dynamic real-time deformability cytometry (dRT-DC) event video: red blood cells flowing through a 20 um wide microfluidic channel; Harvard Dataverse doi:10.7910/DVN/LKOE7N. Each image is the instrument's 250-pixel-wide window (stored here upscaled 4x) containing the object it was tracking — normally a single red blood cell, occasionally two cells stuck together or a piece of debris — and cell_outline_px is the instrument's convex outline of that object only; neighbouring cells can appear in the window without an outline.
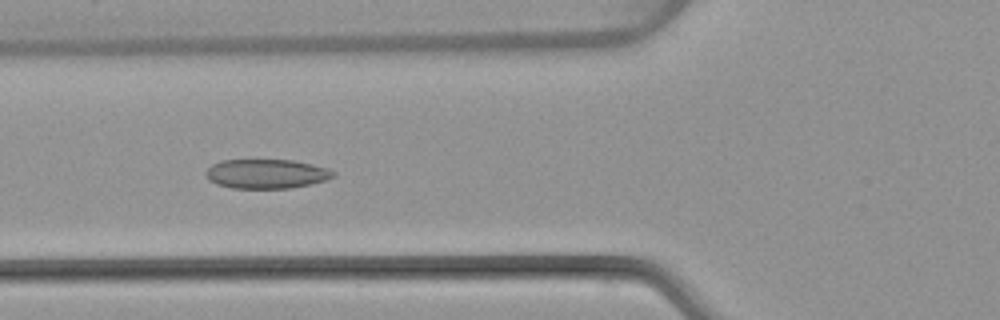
{"species": "common noctule bat (a hibernating species)", "species_latin": "Nyctalus noctula", "temperature_condition": "warm", "stored_images_in_passage": 51, "camera_frame_rate_fps": 3000, "um_per_image_px": 0.085, "animal": {"sex": "female", "body_mass_g": 22.7, "forearm_length_mm": 54.2}, "frame": {"image": 1, "passage_image": 19, "time_ms": 6.0, "image_size_px": [1000, 320], "cell_outline_px": [[336, 176], [312, 184], [292, 188], [232, 188], [216, 184], [208, 180], [204, 176], [204, 172], [212, 164], [220, 160], [292, 160], [312, 164], [328, 168], [336, 172]], "centroid_in_image_um": [22.63, 14.77], "position_along_channel_um": 103.2, "area_um2": 22.02}}
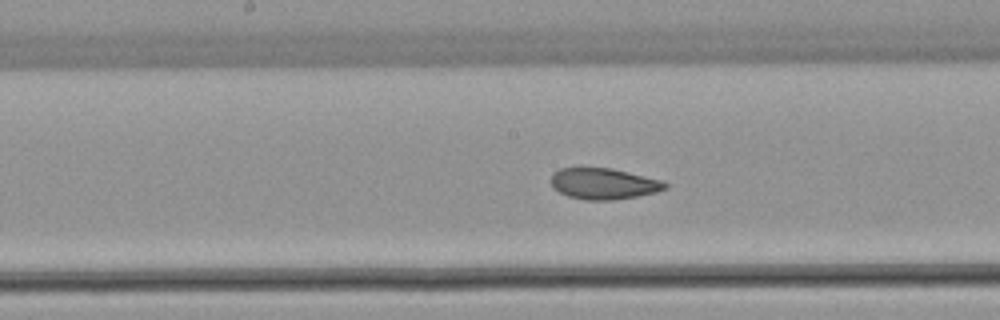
{"frame": {"image": 2, "passage_image": 26, "time_ms": 8.333, "image_size_px": [1000, 320], "cell_outline_px": [[668, 188], [656, 192], [640, 196], [612, 200], [584, 200], [568, 196], [552, 188], [552, 172], [560, 168], [612, 168], [664, 180], [668, 184]], "centroid_in_image_um": [51.35, 15.61], "position_along_channel_um": 196.9, "area_um2": 20.92}}
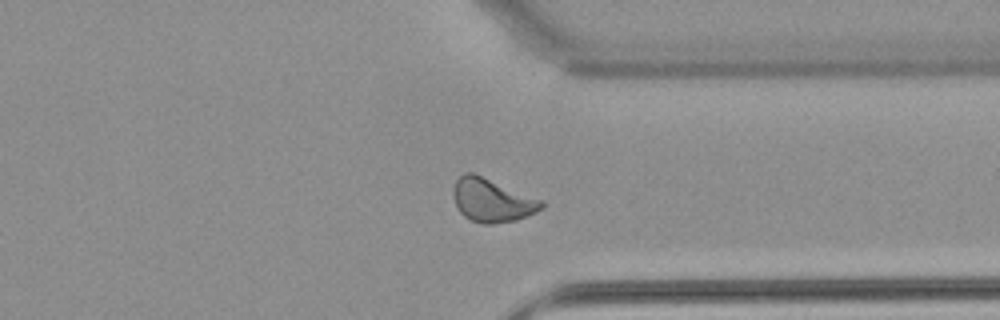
{"frame": {"image": 3, "passage_image": 39, "time_ms": 12.667, "image_size_px": [1000, 320], "cell_outline_px": [[544, 208], [528, 216], [516, 220], [492, 224], [480, 224], [464, 216], [456, 208], [452, 196], [452, 188], [456, 180], [464, 172], [472, 172], [544, 200]], "centroid_in_image_um": [41.81, 17.02], "position_along_channel_um": 369.6, "area_um2": 22.66}, "authors_computed_cell_mechanics": {"area_um2": 22.0796, "velocity_mm_per_s": 4.0113, "shape_relaxation_time_tau1_ms": 9.3665, "shape_relaxation_time_tau2_ms": 1.6323, "deformation_change_tau1": 0.189, "deformation_change_tau2": 0.0818}}